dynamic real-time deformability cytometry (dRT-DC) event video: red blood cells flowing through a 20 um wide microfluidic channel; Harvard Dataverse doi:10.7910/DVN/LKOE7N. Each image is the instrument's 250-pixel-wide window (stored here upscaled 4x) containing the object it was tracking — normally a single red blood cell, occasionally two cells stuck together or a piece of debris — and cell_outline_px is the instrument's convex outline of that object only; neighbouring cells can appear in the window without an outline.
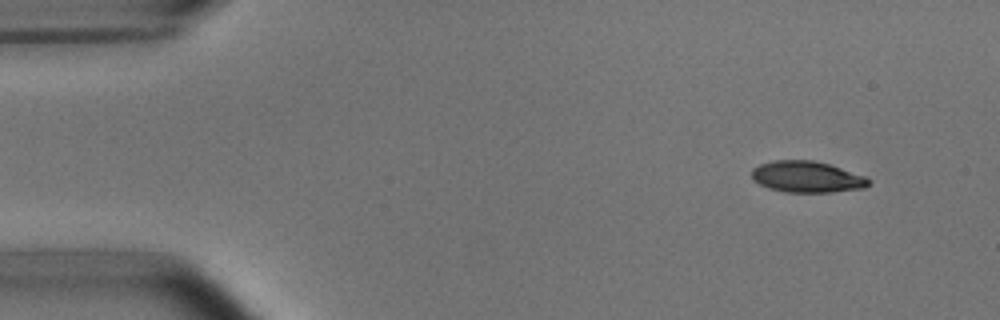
{"species": "common noctule bat (a hibernating species)", "species_latin": "Nyctalus noctula", "temperature_condition": "room temperature", "stored_images_in_passage": 5, "segment_of_instrument_passage": [1, 2], "camera_frame_rate_fps": 3000, "um_per_image_px": 0.085, "animal": {"sex": "male", "body_mass_g": 15.6}, "frame": {"image": 1, "passage_image": 1, "time_ms": 0.0, "image_size_px": [1000, 320], "cell_outline_px": [[872, 180], [864, 188], [832, 192], [784, 192], [768, 188], [752, 180], [752, 168], [760, 164], [772, 160], [812, 160], [828, 164], [864, 176]], "centroid_in_image_um": [68.55, 15.03], "position_along_channel_um": 16.5, "area_um2": 21.27}}
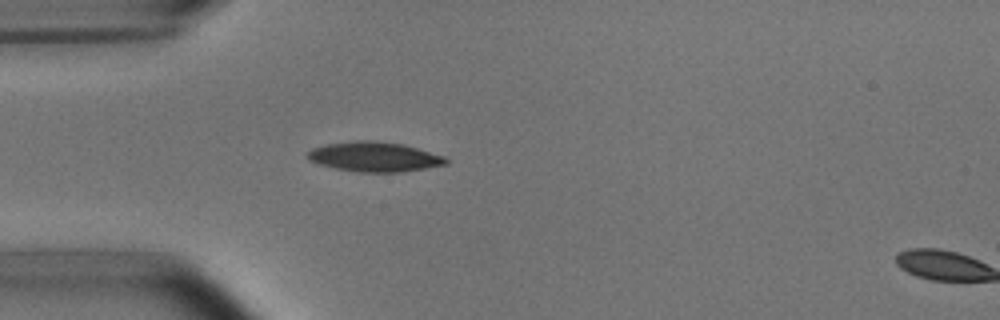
{"frame": {"image": 2, "passage_image": 4, "time_ms": 3.333, "image_size_px": [1000, 320], "cell_outline_px": [[448, 164], [400, 172], [360, 172], [336, 168], [320, 164], [308, 160], [308, 152], [312, 148], [328, 144], [352, 140], [376, 140], [404, 144], [444, 156], [448, 160]], "centroid_in_image_um": [31.83, 13.31], "position_along_channel_um": 53.2, "area_um2": 23.93}}